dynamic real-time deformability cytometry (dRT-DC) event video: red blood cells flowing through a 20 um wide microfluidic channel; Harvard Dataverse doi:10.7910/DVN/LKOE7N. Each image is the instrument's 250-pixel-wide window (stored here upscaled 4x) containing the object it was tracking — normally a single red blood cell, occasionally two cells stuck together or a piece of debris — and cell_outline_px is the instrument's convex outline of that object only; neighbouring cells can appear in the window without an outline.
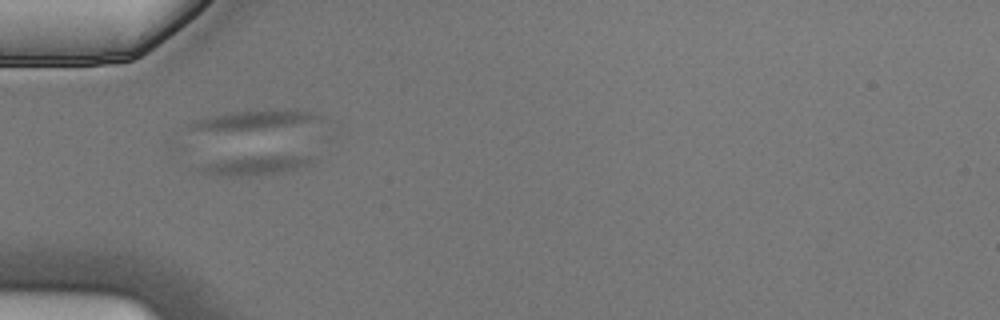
{"species": "Egyptian fruit bat (a non-hibernating species)", "species_latin": "Rousettus aegyptiacus", "temperature_condition": "cold", "stored_images_in_passage": 3, "camera_frame_rate_fps": 3000, "um_per_image_px": 0.085, "animal": {"sex": "male"}, "frame": {"image": 1, "passage_image": 2, "time_ms": 0.333, "image_size_px": [1000, 320], "cell_outline_px": [[316, 160], [308, 164], [296, 168], [272, 172], [232, 176], [224, 176], [200, 172], [192, 168], [208, 164], [228, 160], [252, 156], [308, 156]], "centroid_in_image_um": [21.64, 14.05], "position_along_channel_um": 63.4, "area_um2": 11.44}}
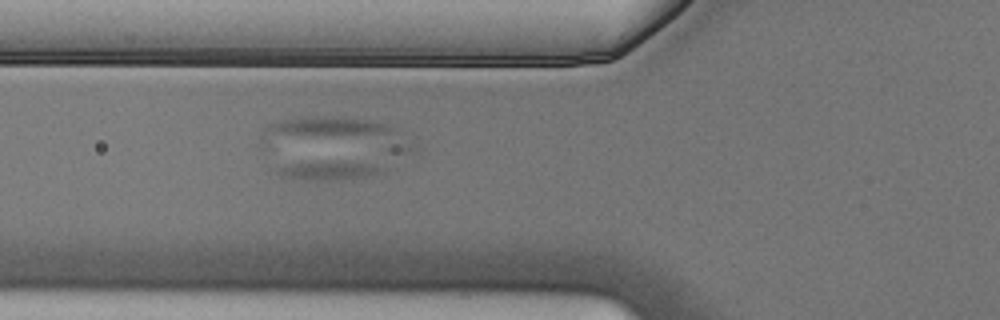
{"frame": {"image": 2, "passage_image": 3, "time_ms": 0.667, "image_size_px": [1000, 320], "cell_outline_px": [[384, 172], [368, 176], [340, 180], [304, 180], [280, 176], [272, 168], [296, 164], [384, 164]], "centroid_in_image_um": [27.95, 14.56], "position_along_channel_um": 97.9, "area_um2": 10.69}}